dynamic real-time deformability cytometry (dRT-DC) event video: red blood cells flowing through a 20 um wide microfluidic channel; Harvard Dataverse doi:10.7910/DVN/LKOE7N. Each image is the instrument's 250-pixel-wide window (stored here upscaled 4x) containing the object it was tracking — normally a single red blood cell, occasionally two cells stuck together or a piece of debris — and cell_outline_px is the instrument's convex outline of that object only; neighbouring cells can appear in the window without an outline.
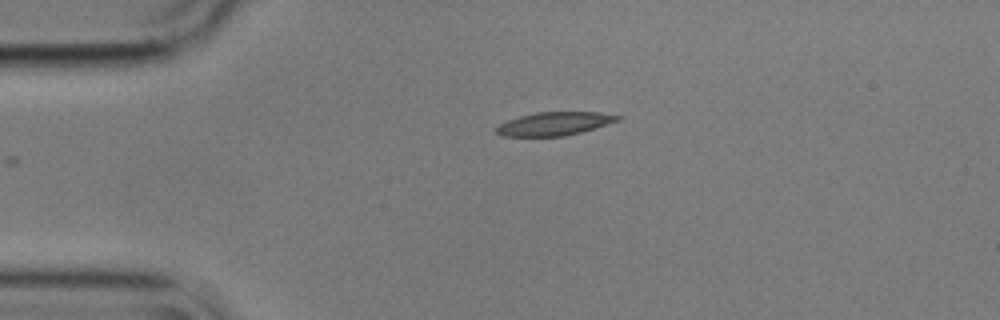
{"species": "common noctule bat (a hibernating species)", "species_latin": "Nyctalus noctula", "temperature_condition": "cold", "stored_images_in_passage": 44, "camera_frame_rate_fps": 3000, "um_per_image_px": 0.085, "animal": {"sex": "male", "body_mass_g": 17.9}, "frame": {"image": 1, "passage_image": 1, "time_ms": 0.0, "image_size_px": [1000, 320], "cell_outline_px": [[624, 116], [620, 120], [580, 132], [564, 136], [500, 136], [492, 132], [500, 124], [508, 120], [520, 116], [536, 112], [600, 112]], "centroid_in_image_um": [47.11, 10.51], "position_along_channel_um": 37.9, "area_um2": 16.53}}
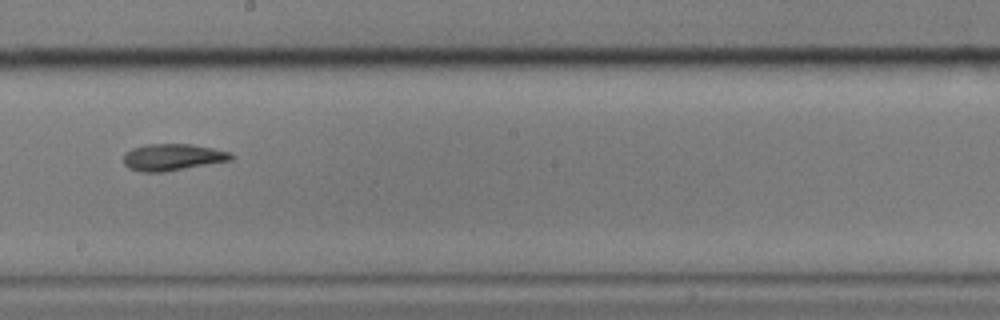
{"frame": {"image": 2, "passage_image": 20, "time_ms": 6.333, "image_size_px": [1000, 320], "cell_outline_px": [[236, 156], [232, 160], [164, 172], [140, 172], [128, 168], [124, 164], [124, 152], [132, 148], [144, 144], [192, 144], [232, 152]], "centroid_in_image_um": [14.67, 13.36], "position_along_channel_um": 233.5, "area_um2": 16.99}}
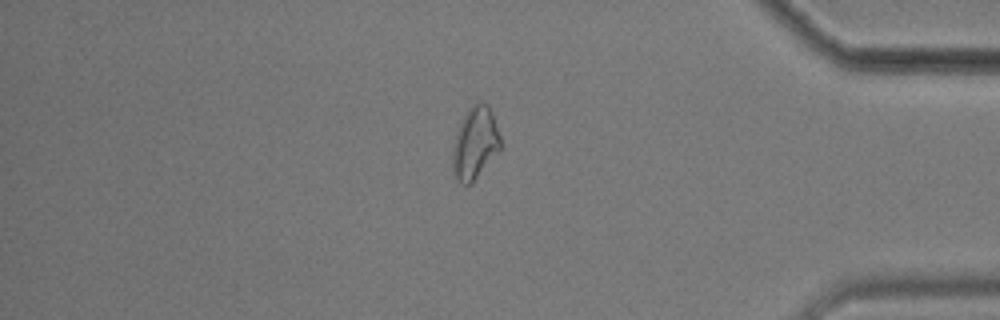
{"frame": {"image": 3, "passage_image": 36, "time_ms": 11.667, "image_size_px": [1000, 320], "cell_outline_px": [[500, 152], [472, 184], [464, 184], [456, 176], [452, 168], [452, 160], [456, 132], [468, 108], [476, 100], [480, 100], [488, 104], [492, 112], [500, 136]], "centroid_in_image_um": [40.41, 12.14], "position_along_channel_um": 394.8, "area_um2": 20.29}, "authors_computed_cell_mechanics": {"area_um2": 17.3978, "velocity_mm_per_s": 3.5542, "shape_relaxation_time_tau1_ms": null, "shape_relaxation_time_tau2_ms": 8.509, "deformation_change_tau1": null, "deformation_change_tau2": 0.1373}}